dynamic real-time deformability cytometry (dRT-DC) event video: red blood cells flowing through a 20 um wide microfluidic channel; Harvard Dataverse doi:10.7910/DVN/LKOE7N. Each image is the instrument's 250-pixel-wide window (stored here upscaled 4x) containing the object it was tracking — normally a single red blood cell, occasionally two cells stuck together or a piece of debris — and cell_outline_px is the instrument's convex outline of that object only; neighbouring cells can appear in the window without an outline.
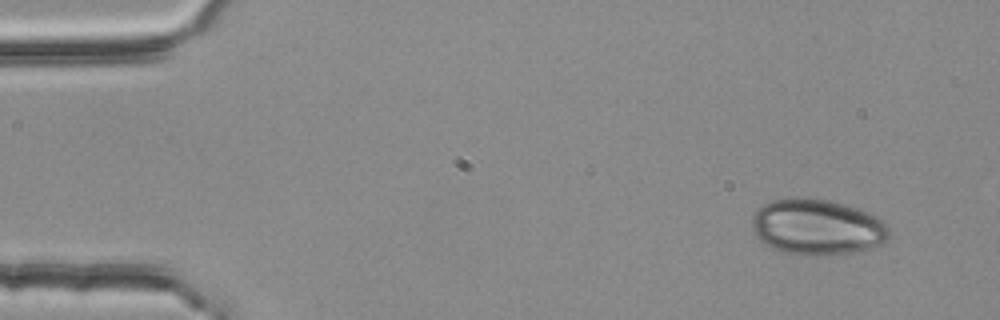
{"species": "common noctule bat (a hibernating species)", "species_latin": "Nyctalus noctula", "temperature_condition": "room temperature", "stored_images_in_passage": 2, "camera_frame_rate_fps": 3000, "um_per_image_px": 0.085, "animal": {"sex": "female", "body_mass_g": 25.1}, "frame": {"image": 1, "passage_image": 1, "time_ms": 0.0, "image_size_px": [1000, 320], "cell_outline_px": [[888, 236], [884, 240], [868, 248], [852, 252], [820, 256], [804, 256], [784, 252], [772, 248], [764, 244], [752, 232], [752, 216], [764, 204], [772, 200], [796, 196], [832, 200], [860, 208], [876, 216], [888, 228]], "centroid_in_image_um": [69.39, 19.28], "position_along_channel_um": 15.6, "area_um2": 44.8}}